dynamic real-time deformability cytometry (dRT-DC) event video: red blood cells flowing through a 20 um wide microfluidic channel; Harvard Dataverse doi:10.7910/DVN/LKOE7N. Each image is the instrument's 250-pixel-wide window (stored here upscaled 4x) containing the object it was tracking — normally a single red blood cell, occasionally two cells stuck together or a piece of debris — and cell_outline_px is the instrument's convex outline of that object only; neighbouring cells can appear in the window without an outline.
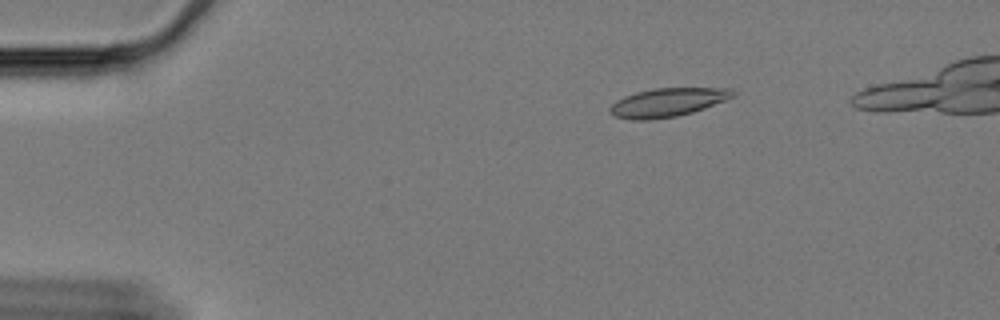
{"species": "Egyptian fruit bat (a non-hibernating species)", "species_latin": "Rousettus aegyptiacus", "temperature_condition": "cold", "stored_images_in_passage": 47, "camera_frame_rate_fps": 3000, "um_per_image_px": 0.085, "animal": {"sex": "female"}, "frame": {"image": 1, "passage_image": 1, "time_ms": 0.0, "image_size_px": [1000, 320], "cell_outline_px": [[736, 96], [704, 108], [692, 112], [676, 116], [648, 120], [632, 120], [616, 116], [608, 112], [608, 108], [616, 100], [624, 96], [636, 92], [656, 88], [732, 88], [736, 92]], "centroid_in_image_um": [56.74, 8.7], "position_along_channel_um": 28.3, "area_um2": 20.52}}
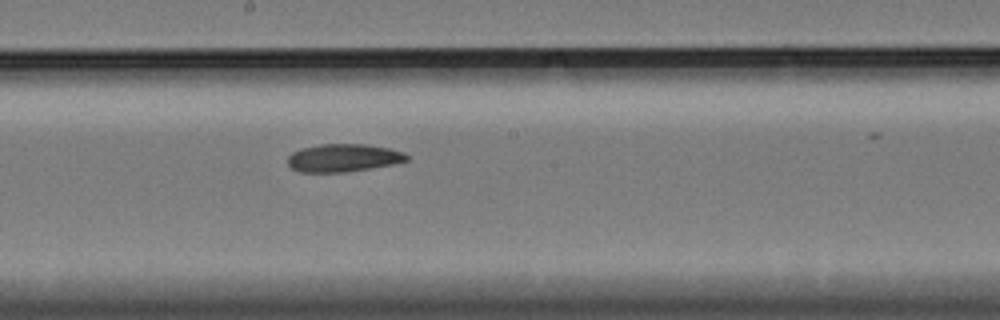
{"frame": {"image": 2, "passage_image": 24, "time_ms": 7.667, "image_size_px": [1000, 320], "cell_outline_px": [[408, 160], [392, 164], [344, 172], [300, 172], [292, 168], [288, 164], [288, 156], [292, 152], [300, 148], [320, 144], [368, 144], [388, 148], [404, 152], [408, 156]], "centroid_in_image_um": [29.15, 13.41], "position_along_channel_um": 219.0, "area_um2": 19.25}}
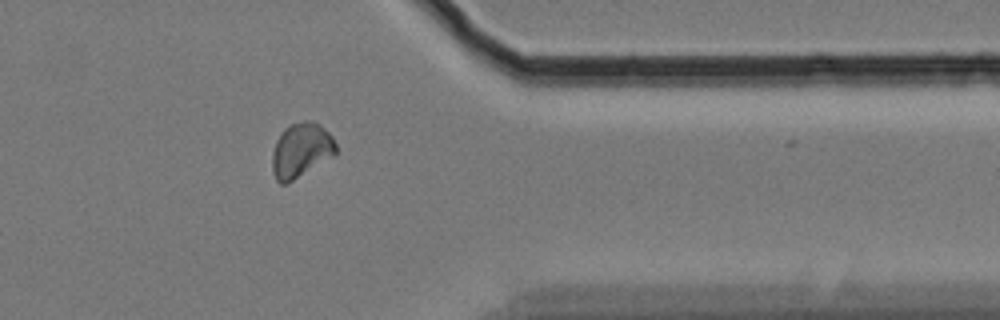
{"frame": {"image": 3, "passage_image": 40, "time_ms": 13.0, "image_size_px": [1000, 320], "cell_outline_px": [[336, 152], [332, 156], [288, 184], [280, 184], [276, 180], [272, 172], [272, 152], [276, 140], [284, 128], [288, 124], [304, 120], [312, 120], [320, 124], [332, 136], [336, 144]], "centroid_in_image_um": [25.56, 12.76], "position_along_channel_um": 385.8, "area_um2": 20.46}}